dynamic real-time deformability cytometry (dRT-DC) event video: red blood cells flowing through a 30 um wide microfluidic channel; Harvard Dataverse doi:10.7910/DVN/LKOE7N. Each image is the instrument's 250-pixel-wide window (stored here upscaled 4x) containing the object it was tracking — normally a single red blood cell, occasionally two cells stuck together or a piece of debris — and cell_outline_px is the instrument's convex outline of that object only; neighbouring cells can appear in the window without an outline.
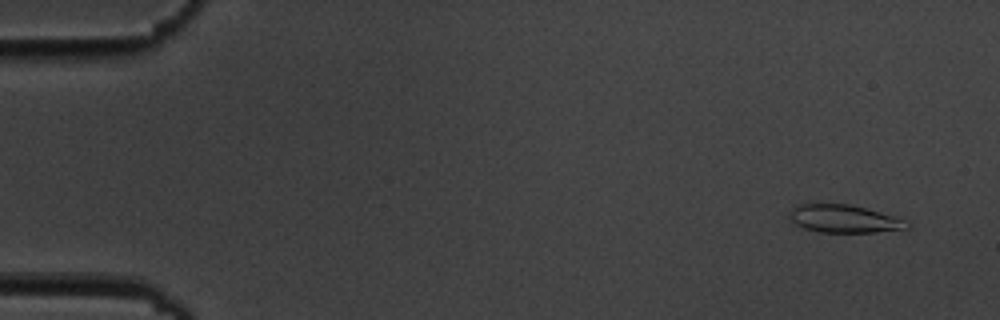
{"species": "common noctule bat (a hibernating species)", "species_latin": "Nyctalus noctula", "temperature_condition": "cold", "stored_images_in_passage": 5, "camera_frame_rate_fps": 3000, "um_per_image_px": 0.085, "animal": {"sex": "male", "body_mass_g": 19.5, "forearm_length_mm": 54.6}, "frame": {"image": 1, "passage_image": 1, "time_ms": 0.0, "image_size_px": [1000, 320], "cell_outline_px": [[908, 228], [876, 232], [820, 232], [804, 228], [796, 224], [788, 216], [792, 208], [800, 204], [852, 204], [896, 216], [908, 224]], "centroid_in_image_um": [71.73, 18.59], "position_along_channel_um": 13.3, "area_um2": 18.9}}